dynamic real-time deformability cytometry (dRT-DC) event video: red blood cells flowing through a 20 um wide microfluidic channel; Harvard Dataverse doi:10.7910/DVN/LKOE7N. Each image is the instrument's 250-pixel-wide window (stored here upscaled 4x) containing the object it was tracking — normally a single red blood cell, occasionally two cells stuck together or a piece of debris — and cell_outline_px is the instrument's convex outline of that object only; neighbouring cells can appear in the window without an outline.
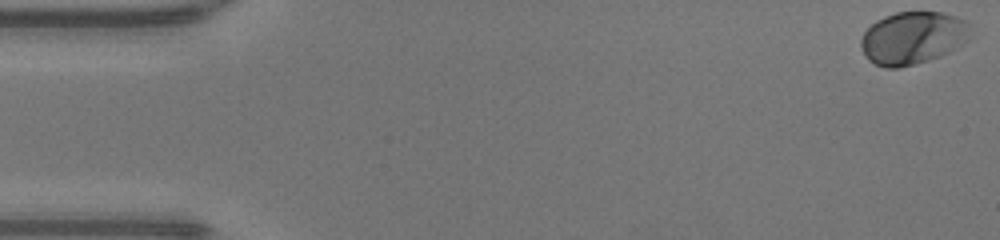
{"species": "human", "species_latin": "Homo sapiens", "temperature_condition": "warm", "stored_images_in_passage": 48, "camera_frame_rate_fps": 3000, "um_per_image_px": 0.085, "donor": {"sex": "male"}, "frame": {"image": 1, "passage_image": 1, "time_ms": 0.0, "image_size_px": [1000, 240], "cell_outline_px": [[968, 40], [948, 52], [940, 56], [900, 68], [884, 68], [868, 60], [860, 44], [860, 40], [864, 32], [876, 20], [884, 16], [896, 12], [940, 12], [956, 16], [968, 20]], "centroid_in_image_um": [77.56, 3.21], "position_along_channel_um": 7.4, "area_um2": 33.41}}
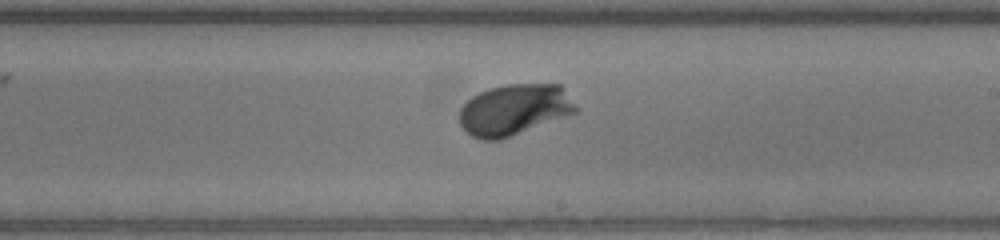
{"frame": {"image": 2, "passage_image": 28, "time_ms": 9.0, "image_size_px": [1000, 240], "cell_outline_px": [[576, 112], [500, 140], [484, 140], [472, 136], [460, 124], [460, 108], [472, 96], [488, 88], [508, 84], [560, 84], [564, 88], [576, 108]], "centroid_in_image_um": [43.68, 9.31], "position_along_channel_um": 245.3, "area_um2": 34.16}}
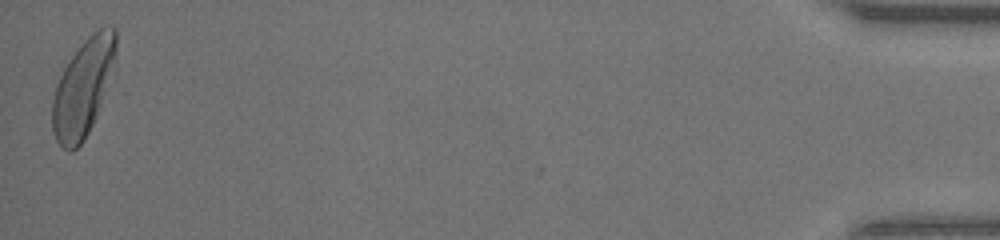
{"frame": {"image": 3, "passage_image": 48, "time_ms": 15.667, "image_size_px": [1000, 240], "cell_outline_px": [[116, 60], [96, 116], [84, 140], [72, 152], [68, 152], [56, 140], [52, 132], [52, 100], [60, 76], [64, 68], [72, 56], [88, 36], [96, 28], [104, 24], [108, 24], [116, 28]], "centroid_in_image_um": [7.07, 7.42], "position_along_channel_um": 428.1, "area_um2": 35.84}, "authors_computed_cell_mechanics": {"area_um2": 33.2928, "velocity_mm_per_s": 4.2952, "shape_relaxation_time_tau1_ms": 1.5623, "shape_relaxation_time_tau2_ms": null, "deformation_change_tau1": 0.1387, "deformation_change_tau2": null}}